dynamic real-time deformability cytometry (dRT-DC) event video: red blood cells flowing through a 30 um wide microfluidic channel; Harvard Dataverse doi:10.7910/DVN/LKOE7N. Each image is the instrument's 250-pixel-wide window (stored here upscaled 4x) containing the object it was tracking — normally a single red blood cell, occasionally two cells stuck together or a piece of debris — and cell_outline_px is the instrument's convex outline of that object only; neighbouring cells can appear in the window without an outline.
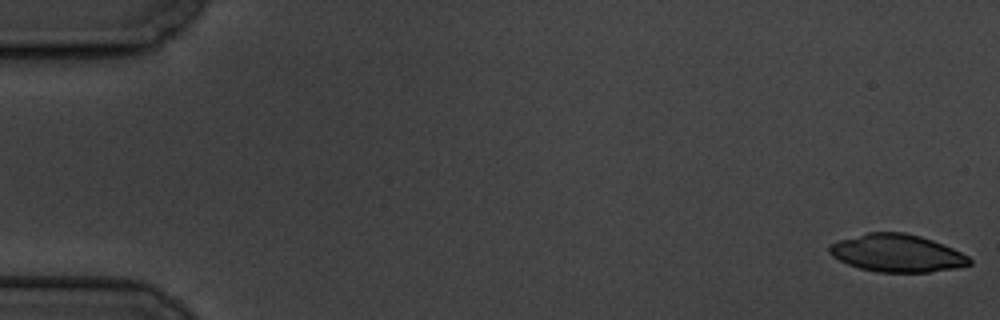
{"species": "common noctule bat (a hibernating species)", "species_latin": "Nyctalus noctula", "temperature_condition": "cold", "stored_images_in_passage": 8, "camera_frame_rate_fps": 3000, "um_per_image_px": 0.085, "animal": {"sex": "male", "body_mass_g": 19.5, "forearm_length_mm": 54.6}, "frame": {"image": 1, "passage_image": 1, "time_ms": 0.0, "image_size_px": [1000, 320], "cell_outline_px": [[972, 264], [956, 268], [928, 272], [876, 272], [860, 268], [848, 264], [832, 256], [828, 252], [828, 244], [840, 240], [868, 232], [904, 232], [920, 236], [932, 240], [952, 248], [968, 256], [972, 260]], "centroid_in_image_um": [76.23, 21.52], "position_along_channel_um": 8.8, "area_um2": 30.63}}
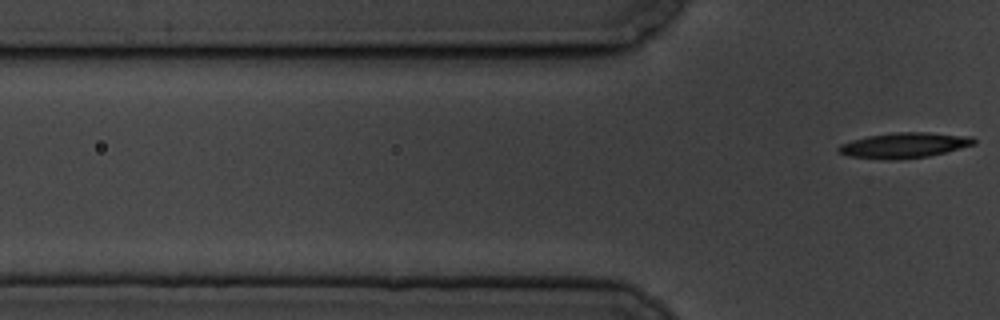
{"frame": {"image": 2, "passage_image": 8, "time_ms": 8.0, "image_size_px": [1000, 320], "cell_outline_px": [[976, 144], [928, 156], [896, 160], [888, 160], [848, 156], [840, 152], [836, 148], [840, 144], [852, 140], [868, 136], [896, 132], [928, 132], [972, 136], [976, 140]], "centroid_in_image_um": [76.86, 12.34], "position_along_channel_um": 48.9, "area_um2": 20.0}}